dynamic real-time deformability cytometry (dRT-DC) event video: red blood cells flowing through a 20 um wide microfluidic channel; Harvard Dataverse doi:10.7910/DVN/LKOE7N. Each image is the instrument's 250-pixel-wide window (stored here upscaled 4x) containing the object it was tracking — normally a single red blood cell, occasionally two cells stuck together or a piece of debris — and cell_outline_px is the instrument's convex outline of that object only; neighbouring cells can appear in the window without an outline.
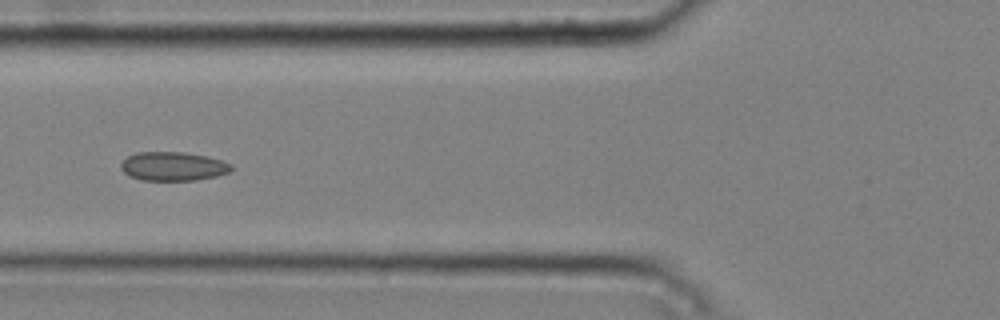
{"species": "common noctule bat (a hibernating species)", "species_latin": "Nyctalus noctula", "temperature_condition": "cold", "stored_images_in_passage": 7, "camera_frame_rate_fps": 3000, "um_per_image_px": 0.085, "animal": {"sex": "male", "body_mass_g": 20.4}, "frame": {"image": 1, "passage_image": 6, "time_ms": 1.667, "image_size_px": [1000, 320], "cell_outline_px": [[232, 168], [228, 172], [216, 176], [196, 180], [140, 180], [128, 176], [120, 168], [120, 164], [128, 156], [136, 152], [184, 152], [208, 156], [232, 164]], "centroid_in_image_um": [14.69, 14.13], "position_along_channel_um": 111.1, "area_um2": 18.61}}
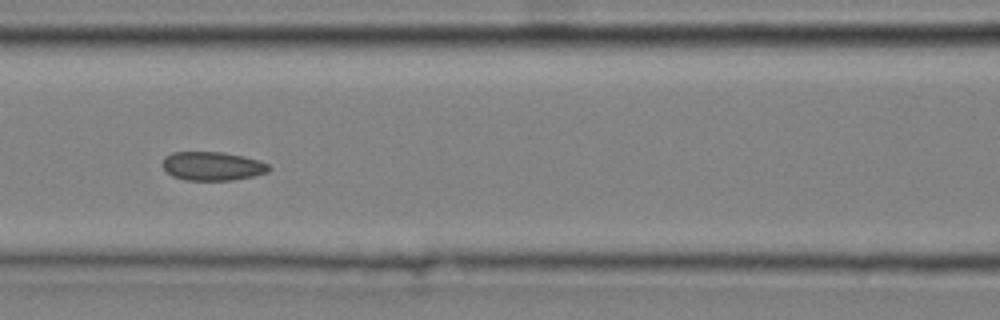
{"frame": {"image": 2, "passage_image": 7, "time_ms": 2.0, "image_size_px": [1000, 320], "cell_outline_px": [[272, 168], [268, 172], [252, 176], [232, 180], [184, 180], [172, 176], [164, 168], [164, 156], [172, 152], [224, 152], [244, 156], [268, 164]], "centroid_in_image_um": [18.06, 14.11], "position_along_channel_um": 148.5, "area_um2": 17.74}}